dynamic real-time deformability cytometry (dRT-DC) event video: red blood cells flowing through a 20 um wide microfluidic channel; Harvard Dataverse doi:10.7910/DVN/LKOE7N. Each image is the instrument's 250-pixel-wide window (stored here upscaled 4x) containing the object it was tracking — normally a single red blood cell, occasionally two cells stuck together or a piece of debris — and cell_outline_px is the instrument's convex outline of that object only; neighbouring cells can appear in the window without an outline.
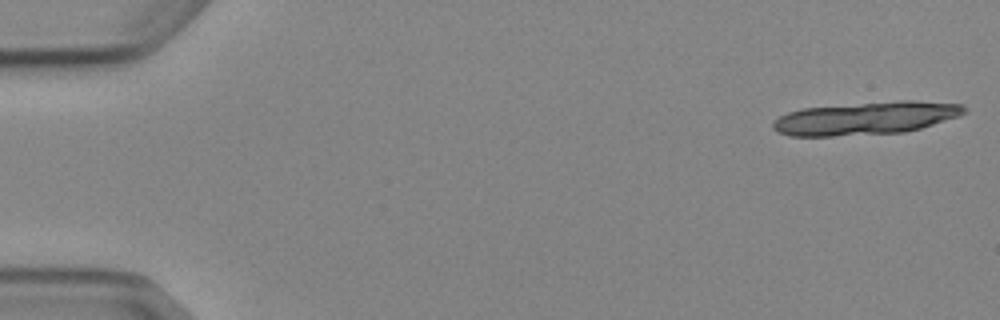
{"species": "Egyptian fruit bat (a non-hibernating species)", "species_latin": "Rousettus aegyptiacus", "temperature_condition": "cold", "stored_images_in_passage": 5, "camera_frame_rate_fps": 3000, "um_per_image_px": 0.085, "animal": {"sex": "female"}, "frame": {"image": 1, "passage_image": 1, "time_ms": 0.0, "image_size_px": [1000, 320], "cell_outline_px": [[968, 112], [960, 116], [920, 128], [904, 132], [832, 136], [788, 136], [772, 128], [772, 120], [788, 112], [804, 108], [896, 100], [916, 100], [964, 104], [968, 108]], "centroid_in_image_um": [73.64, 10.03], "position_along_channel_um": 11.4, "area_um2": 36.93}}